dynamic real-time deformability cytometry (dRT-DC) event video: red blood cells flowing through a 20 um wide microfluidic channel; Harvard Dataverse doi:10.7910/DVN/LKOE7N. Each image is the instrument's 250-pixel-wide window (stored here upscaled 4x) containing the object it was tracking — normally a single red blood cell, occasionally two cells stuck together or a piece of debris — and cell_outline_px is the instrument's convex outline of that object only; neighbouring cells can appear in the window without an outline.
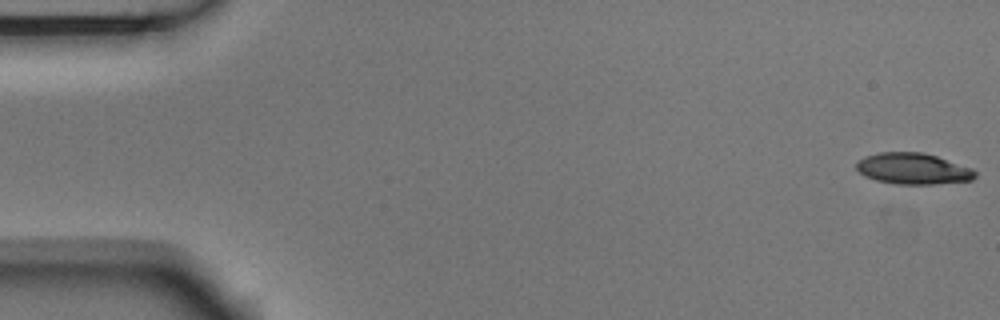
{"species": "Egyptian fruit bat (a non-hibernating species)", "species_latin": "Rousettus aegyptiacus", "temperature_condition": "room temperature", "stored_images_in_passage": 54, "camera_frame_rate_fps": 3000, "um_per_image_px": 0.085, "animal": {"sex": "male"}, "frame": {"image": 1, "passage_image": 1, "time_ms": 0.0, "image_size_px": [1000, 320], "cell_outline_px": [[976, 176], [972, 180], [932, 184], [896, 184], [876, 180], [864, 176], [856, 168], [856, 164], [864, 156], [880, 152], [924, 152], [972, 168], [976, 172]], "centroid_in_image_um": [77.6, 14.33], "position_along_channel_um": 7.4, "area_um2": 21.5}}
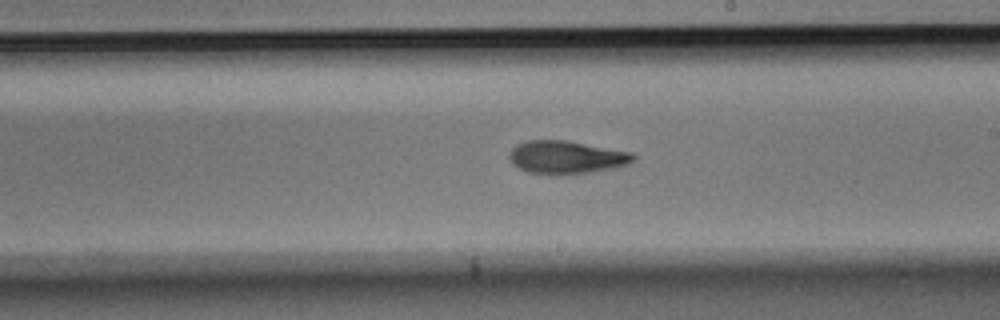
{"frame": {"image": 2, "passage_image": 31, "time_ms": 10.0, "image_size_px": [1000, 320], "cell_outline_px": [[636, 160], [628, 164], [612, 168], [588, 172], [556, 176], [528, 172], [520, 168], [508, 156], [512, 148], [516, 144], [528, 140], [564, 140], [632, 152], [636, 156]], "centroid_in_image_um": [48.16, 13.37], "position_along_channel_um": 240.8, "area_um2": 23.81}}
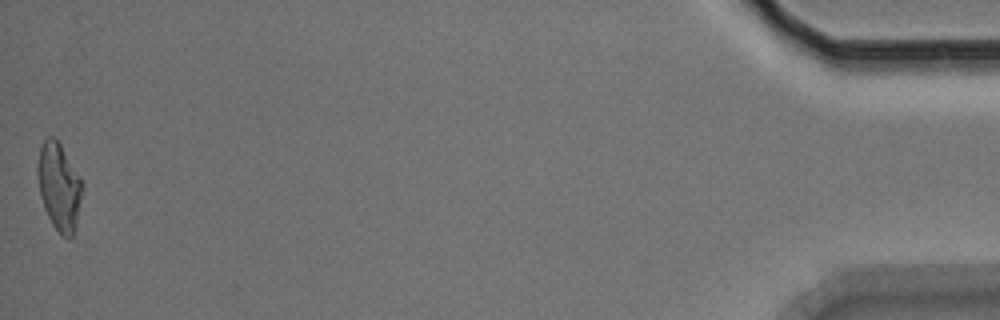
{"frame": {"image": 3, "passage_image": 54, "time_ms": 17.667, "image_size_px": [1000, 320], "cell_outline_px": [[84, 188], [76, 224], [72, 236], [68, 240], [52, 224], [44, 208], [40, 196], [36, 172], [36, 168], [40, 148], [44, 140], [48, 136], [52, 136], [60, 144], [80, 176]], "centroid_in_image_um": [5.02, 15.86], "position_along_channel_um": 430.2, "area_um2": 22.77}, "authors_computed_cell_mechanics": {"area_um2": 22.9755, "velocity_mm_per_s": 3.7187, "shape_relaxation_time_tau1_ms": 5.2334, "shape_relaxation_time_tau2_ms": 4.1303, "deformation_change_tau1": 0.1816, "deformation_change_tau2": 0.1205}}